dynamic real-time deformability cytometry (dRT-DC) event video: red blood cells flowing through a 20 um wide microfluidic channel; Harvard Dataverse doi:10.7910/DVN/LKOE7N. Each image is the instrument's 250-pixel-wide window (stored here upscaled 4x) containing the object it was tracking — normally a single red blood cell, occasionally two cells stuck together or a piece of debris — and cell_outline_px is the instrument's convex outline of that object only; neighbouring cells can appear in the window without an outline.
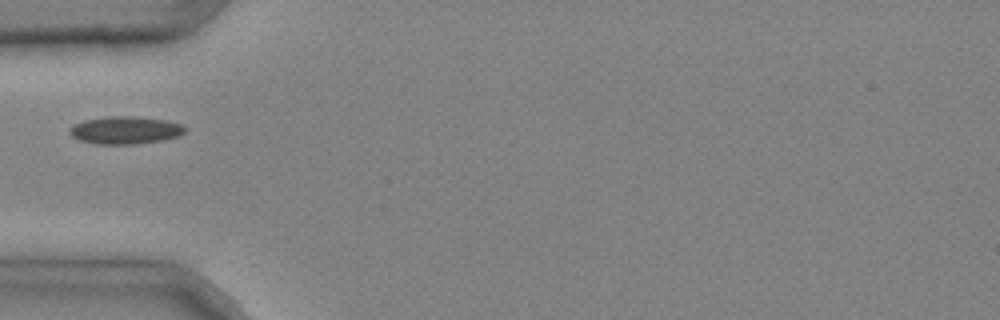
{"species": "common noctule bat (a hibernating species)", "species_latin": "Nyctalus noctula", "temperature_condition": "cold", "stored_images_in_passage": 4, "segment_of_instrument_passage": [2, 2], "camera_frame_rate_fps": 3000, "um_per_image_px": 0.085, "animal": {"sex": "male", "body_mass_g": 20.4}, "frame": {"image": 1, "passage_image": 4, "time_ms": 1.0, "image_size_px": [1000, 320], "cell_outline_px": [[184, 132], [176, 136], [164, 140], [136, 144], [96, 144], [80, 140], [72, 136], [68, 132], [68, 128], [72, 124], [84, 120], [108, 116], [136, 116], [164, 120], [180, 124], [184, 128]], "centroid_in_image_um": [10.57, 11.06], "position_along_channel_um": 74.4, "area_um2": 18.55}}